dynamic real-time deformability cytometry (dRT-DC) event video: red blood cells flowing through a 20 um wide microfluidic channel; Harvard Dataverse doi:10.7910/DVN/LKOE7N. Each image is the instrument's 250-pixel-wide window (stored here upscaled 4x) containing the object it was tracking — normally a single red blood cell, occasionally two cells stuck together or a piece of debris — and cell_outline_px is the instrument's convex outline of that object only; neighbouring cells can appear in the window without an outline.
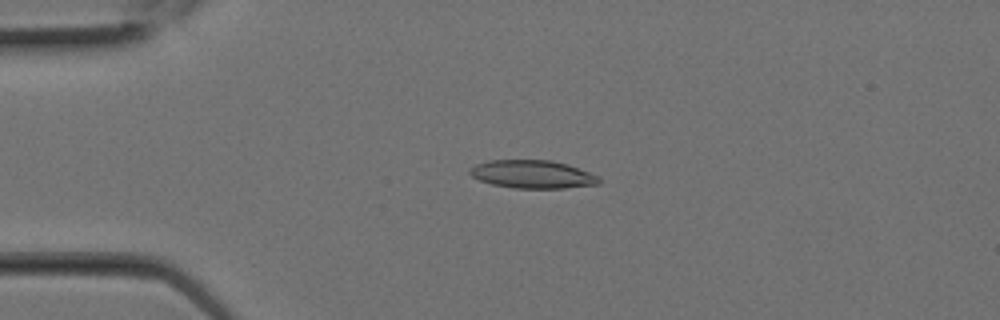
{"species": "Egyptian fruit bat (a non-hibernating species)", "species_latin": "Rousettus aegyptiacus", "temperature_condition": "room temperature", "stored_images_in_passage": 2, "camera_frame_rate_fps": 3000, "um_per_image_px": 0.085, "animal": {"sex": "female"}, "frame": {"image": 1, "passage_image": 2, "time_ms": 0.333, "image_size_px": [1000, 320], "cell_outline_px": [[600, 184], [564, 188], [512, 188], [492, 184], [480, 180], [472, 176], [468, 172], [468, 168], [476, 164], [488, 160], [552, 160], [568, 164], [600, 176]], "centroid_in_image_um": [45.26, 14.81], "position_along_channel_um": 39.7, "area_um2": 21.33}}